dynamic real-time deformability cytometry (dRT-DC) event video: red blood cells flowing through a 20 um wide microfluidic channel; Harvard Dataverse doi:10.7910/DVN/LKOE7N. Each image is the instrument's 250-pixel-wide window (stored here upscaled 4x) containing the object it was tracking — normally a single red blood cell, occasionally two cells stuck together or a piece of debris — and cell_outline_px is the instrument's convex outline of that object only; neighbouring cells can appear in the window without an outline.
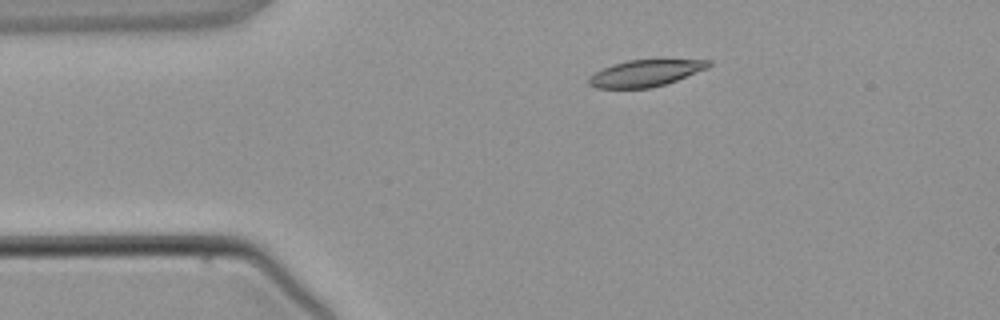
{"species": "common noctule bat (a hibernating species)", "species_latin": "Nyctalus noctula", "temperature_condition": "warm", "stored_images_in_passage": 3, "camera_frame_rate_fps": 3000, "um_per_image_px": 0.085, "animal": {"sex": "male", "body_mass_g": 21.5, "forearm_length_mm": 52.0}, "frame": {"image": 1, "passage_image": 2, "time_ms": 1.0, "image_size_px": [1000, 320], "cell_outline_px": [[712, 64], [708, 68], [676, 80], [664, 84], [648, 88], [596, 88], [588, 84], [588, 76], [612, 64], [628, 60], [712, 60]], "centroid_in_image_um": [54.84, 6.22], "position_along_channel_um": 30.2, "area_um2": 18.38}}